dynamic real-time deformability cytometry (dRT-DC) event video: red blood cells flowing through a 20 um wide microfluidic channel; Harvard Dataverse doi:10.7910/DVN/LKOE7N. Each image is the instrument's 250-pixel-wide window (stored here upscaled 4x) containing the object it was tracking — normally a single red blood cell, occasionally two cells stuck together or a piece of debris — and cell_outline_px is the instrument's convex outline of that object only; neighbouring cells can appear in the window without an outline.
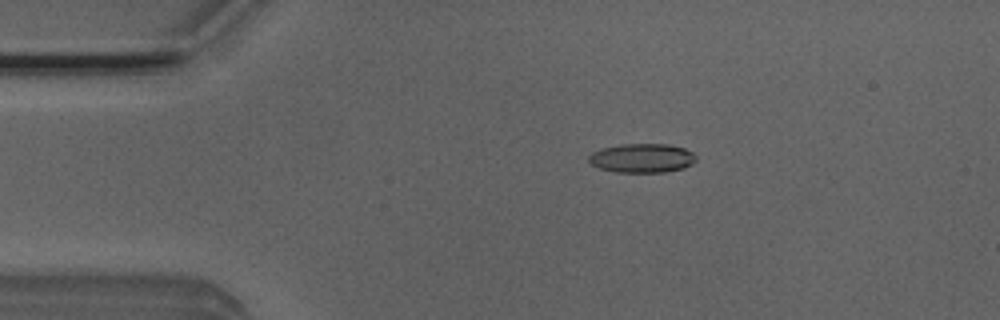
{"species": "Egyptian fruit bat (a non-hibernating species)", "species_latin": "Rousettus aegyptiacus", "temperature_condition": "room temperature", "stored_images_in_passage": 52, "camera_frame_rate_fps": 3000, "um_per_image_px": 0.085, "animal": {"sex": "male"}, "frame": {"image": 1, "passage_image": 10, "time_ms": 3.0, "image_size_px": [1000, 320], "cell_outline_px": [[696, 160], [692, 164], [684, 168], [664, 172], [616, 172], [600, 168], [592, 164], [588, 160], [588, 156], [592, 152], [604, 148], [620, 144], [668, 144], [684, 148], [692, 152], [696, 156]], "centroid_in_image_um": [54.59, 13.44], "position_along_channel_um": 30.4, "area_um2": 18.15}}
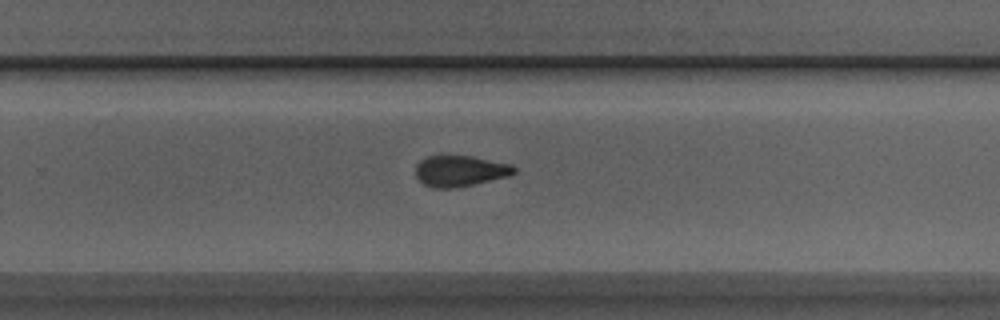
{"frame": {"image": 2, "passage_image": 33, "time_ms": 10.667, "image_size_px": [1000, 320], "cell_outline_px": [[516, 172], [508, 176], [472, 184], [452, 188], [432, 188], [424, 184], [416, 176], [416, 164], [420, 160], [428, 156], [472, 156], [512, 164], [516, 168]], "centroid_in_image_um": [39.1, 14.52], "position_along_channel_um": 290.7, "area_um2": 17.63}}
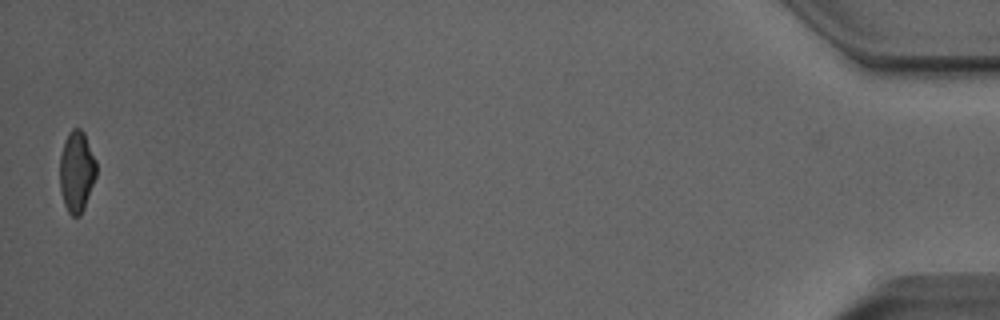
{"frame": {"image": 3, "passage_image": 51, "time_ms": 16.667, "image_size_px": [1000, 320], "cell_outline_px": [[96, 176], [84, 208], [80, 216], [72, 216], [68, 212], [64, 204], [60, 192], [60, 156], [64, 140], [68, 132], [72, 128], [80, 128], [84, 132], [96, 160]], "centroid_in_image_um": [6.51, 14.56], "position_along_channel_um": 428.7, "area_um2": 17.4}, "authors_computed_cell_mechanics": {"area_um2": 17.9758, "velocity_mm_per_s": 3.998, "shape_relaxation_time_tau1_ms": 6.7903, "shape_relaxation_time_tau2_ms": 3.0102, "deformation_change_tau1": 0.1957, "deformation_change_tau2": 0.1096}}